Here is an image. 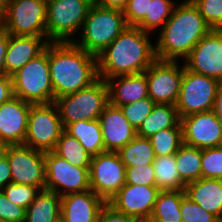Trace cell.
<instances>
[{
  "label": "cell",
  "instance_id": "cell-7",
  "mask_svg": "<svg viewBox=\"0 0 222 222\" xmlns=\"http://www.w3.org/2000/svg\"><path fill=\"white\" fill-rule=\"evenodd\" d=\"M95 0H47L46 28L50 42H72Z\"/></svg>",
  "mask_w": 222,
  "mask_h": 222
},
{
  "label": "cell",
  "instance_id": "cell-28",
  "mask_svg": "<svg viewBox=\"0 0 222 222\" xmlns=\"http://www.w3.org/2000/svg\"><path fill=\"white\" fill-rule=\"evenodd\" d=\"M155 173V186L161 191L185 190L186 184L177 171L175 154L155 157L152 163Z\"/></svg>",
  "mask_w": 222,
  "mask_h": 222
},
{
  "label": "cell",
  "instance_id": "cell-44",
  "mask_svg": "<svg viewBox=\"0 0 222 222\" xmlns=\"http://www.w3.org/2000/svg\"><path fill=\"white\" fill-rule=\"evenodd\" d=\"M12 183L11 168L7 157H0V190Z\"/></svg>",
  "mask_w": 222,
  "mask_h": 222
},
{
  "label": "cell",
  "instance_id": "cell-5",
  "mask_svg": "<svg viewBox=\"0 0 222 222\" xmlns=\"http://www.w3.org/2000/svg\"><path fill=\"white\" fill-rule=\"evenodd\" d=\"M53 103L64 128L80 120L99 119L109 103L107 83L104 79L98 78L84 89L55 98Z\"/></svg>",
  "mask_w": 222,
  "mask_h": 222
},
{
  "label": "cell",
  "instance_id": "cell-20",
  "mask_svg": "<svg viewBox=\"0 0 222 222\" xmlns=\"http://www.w3.org/2000/svg\"><path fill=\"white\" fill-rule=\"evenodd\" d=\"M105 204L91 189L64 195L61 197L60 222H96Z\"/></svg>",
  "mask_w": 222,
  "mask_h": 222
},
{
  "label": "cell",
  "instance_id": "cell-26",
  "mask_svg": "<svg viewBox=\"0 0 222 222\" xmlns=\"http://www.w3.org/2000/svg\"><path fill=\"white\" fill-rule=\"evenodd\" d=\"M179 122L176 105L156 104L137 130V135L150 138L163 129L175 127Z\"/></svg>",
  "mask_w": 222,
  "mask_h": 222
},
{
  "label": "cell",
  "instance_id": "cell-10",
  "mask_svg": "<svg viewBox=\"0 0 222 222\" xmlns=\"http://www.w3.org/2000/svg\"><path fill=\"white\" fill-rule=\"evenodd\" d=\"M65 128L54 103L32 104L24 145L40 151H53Z\"/></svg>",
  "mask_w": 222,
  "mask_h": 222
},
{
  "label": "cell",
  "instance_id": "cell-23",
  "mask_svg": "<svg viewBox=\"0 0 222 222\" xmlns=\"http://www.w3.org/2000/svg\"><path fill=\"white\" fill-rule=\"evenodd\" d=\"M185 195L222 221V179L200 178L188 183Z\"/></svg>",
  "mask_w": 222,
  "mask_h": 222
},
{
  "label": "cell",
  "instance_id": "cell-9",
  "mask_svg": "<svg viewBox=\"0 0 222 222\" xmlns=\"http://www.w3.org/2000/svg\"><path fill=\"white\" fill-rule=\"evenodd\" d=\"M220 84L212 77L194 73L185 67L176 103L179 118L212 111Z\"/></svg>",
  "mask_w": 222,
  "mask_h": 222
},
{
  "label": "cell",
  "instance_id": "cell-42",
  "mask_svg": "<svg viewBox=\"0 0 222 222\" xmlns=\"http://www.w3.org/2000/svg\"><path fill=\"white\" fill-rule=\"evenodd\" d=\"M96 222H139L137 219L117 211L106 203L101 209Z\"/></svg>",
  "mask_w": 222,
  "mask_h": 222
},
{
  "label": "cell",
  "instance_id": "cell-33",
  "mask_svg": "<svg viewBox=\"0 0 222 222\" xmlns=\"http://www.w3.org/2000/svg\"><path fill=\"white\" fill-rule=\"evenodd\" d=\"M156 157L176 154L183 145L182 126L179 122L173 128L163 129L150 138Z\"/></svg>",
  "mask_w": 222,
  "mask_h": 222
},
{
  "label": "cell",
  "instance_id": "cell-17",
  "mask_svg": "<svg viewBox=\"0 0 222 222\" xmlns=\"http://www.w3.org/2000/svg\"><path fill=\"white\" fill-rule=\"evenodd\" d=\"M183 144L199 149L222 146V124L213 111L180 118Z\"/></svg>",
  "mask_w": 222,
  "mask_h": 222
},
{
  "label": "cell",
  "instance_id": "cell-11",
  "mask_svg": "<svg viewBox=\"0 0 222 222\" xmlns=\"http://www.w3.org/2000/svg\"><path fill=\"white\" fill-rule=\"evenodd\" d=\"M90 188L106 203L126 184V167L118 151H104L91 157Z\"/></svg>",
  "mask_w": 222,
  "mask_h": 222
},
{
  "label": "cell",
  "instance_id": "cell-8",
  "mask_svg": "<svg viewBox=\"0 0 222 222\" xmlns=\"http://www.w3.org/2000/svg\"><path fill=\"white\" fill-rule=\"evenodd\" d=\"M47 0H8L3 28L15 36H47Z\"/></svg>",
  "mask_w": 222,
  "mask_h": 222
},
{
  "label": "cell",
  "instance_id": "cell-27",
  "mask_svg": "<svg viewBox=\"0 0 222 222\" xmlns=\"http://www.w3.org/2000/svg\"><path fill=\"white\" fill-rule=\"evenodd\" d=\"M185 190L160 191L148 222H182L181 201Z\"/></svg>",
  "mask_w": 222,
  "mask_h": 222
},
{
  "label": "cell",
  "instance_id": "cell-38",
  "mask_svg": "<svg viewBox=\"0 0 222 222\" xmlns=\"http://www.w3.org/2000/svg\"><path fill=\"white\" fill-rule=\"evenodd\" d=\"M211 29H222V0H192Z\"/></svg>",
  "mask_w": 222,
  "mask_h": 222
},
{
  "label": "cell",
  "instance_id": "cell-36",
  "mask_svg": "<svg viewBox=\"0 0 222 222\" xmlns=\"http://www.w3.org/2000/svg\"><path fill=\"white\" fill-rule=\"evenodd\" d=\"M180 212L182 222H222L216 215L206 211L186 195L182 197Z\"/></svg>",
  "mask_w": 222,
  "mask_h": 222
},
{
  "label": "cell",
  "instance_id": "cell-13",
  "mask_svg": "<svg viewBox=\"0 0 222 222\" xmlns=\"http://www.w3.org/2000/svg\"><path fill=\"white\" fill-rule=\"evenodd\" d=\"M5 156L10 168L12 183L32 185L45 189V152L32 149L24 144L9 145Z\"/></svg>",
  "mask_w": 222,
  "mask_h": 222
},
{
  "label": "cell",
  "instance_id": "cell-6",
  "mask_svg": "<svg viewBox=\"0 0 222 222\" xmlns=\"http://www.w3.org/2000/svg\"><path fill=\"white\" fill-rule=\"evenodd\" d=\"M14 96L30 104L54 101L49 67V44L38 57L27 62L12 76Z\"/></svg>",
  "mask_w": 222,
  "mask_h": 222
},
{
  "label": "cell",
  "instance_id": "cell-34",
  "mask_svg": "<svg viewBox=\"0 0 222 222\" xmlns=\"http://www.w3.org/2000/svg\"><path fill=\"white\" fill-rule=\"evenodd\" d=\"M201 178L222 179V146L202 149Z\"/></svg>",
  "mask_w": 222,
  "mask_h": 222
},
{
  "label": "cell",
  "instance_id": "cell-19",
  "mask_svg": "<svg viewBox=\"0 0 222 222\" xmlns=\"http://www.w3.org/2000/svg\"><path fill=\"white\" fill-rule=\"evenodd\" d=\"M105 151H119L137 135L120 107L108 103L99 117Z\"/></svg>",
  "mask_w": 222,
  "mask_h": 222
},
{
  "label": "cell",
  "instance_id": "cell-32",
  "mask_svg": "<svg viewBox=\"0 0 222 222\" xmlns=\"http://www.w3.org/2000/svg\"><path fill=\"white\" fill-rule=\"evenodd\" d=\"M175 5L172 0H149L148 12L135 27L149 33L162 28L171 17Z\"/></svg>",
  "mask_w": 222,
  "mask_h": 222
},
{
  "label": "cell",
  "instance_id": "cell-24",
  "mask_svg": "<svg viewBox=\"0 0 222 222\" xmlns=\"http://www.w3.org/2000/svg\"><path fill=\"white\" fill-rule=\"evenodd\" d=\"M61 196L54 191L40 190L26 208L24 222H60Z\"/></svg>",
  "mask_w": 222,
  "mask_h": 222
},
{
  "label": "cell",
  "instance_id": "cell-40",
  "mask_svg": "<svg viewBox=\"0 0 222 222\" xmlns=\"http://www.w3.org/2000/svg\"><path fill=\"white\" fill-rule=\"evenodd\" d=\"M26 208L11 202L5 193L0 190V221L24 222Z\"/></svg>",
  "mask_w": 222,
  "mask_h": 222
},
{
  "label": "cell",
  "instance_id": "cell-1",
  "mask_svg": "<svg viewBox=\"0 0 222 222\" xmlns=\"http://www.w3.org/2000/svg\"><path fill=\"white\" fill-rule=\"evenodd\" d=\"M149 32L128 26L112 43L97 55L98 78L144 72L157 58Z\"/></svg>",
  "mask_w": 222,
  "mask_h": 222
},
{
  "label": "cell",
  "instance_id": "cell-29",
  "mask_svg": "<svg viewBox=\"0 0 222 222\" xmlns=\"http://www.w3.org/2000/svg\"><path fill=\"white\" fill-rule=\"evenodd\" d=\"M118 153L125 167L152 164L156 157L150 139L138 135Z\"/></svg>",
  "mask_w": 222,
  "mask_h": 222
},
{
  "label": "cell",
  "instance_id": "cell-16",
  "mask_svg": "<svg viewBox=\"0 0 222 222\" xmlns=\"http://www.w3.org/2000/svg\"><path fill=\"white\" fill-rule=\"evenodd\" d=\"M160 191L156 186L125 184L108 204L139 222H148Z\"/></svg>",
  "mask_w": 222,
  "mask_h": 222
},
{
  "label": "cell",
  "instance_id": "cell-25",
  "mask_svg": "<svg viewBox=\"0 0 222 222\" xmlns=\"http://www.w3.org/2000/svg\"><path fill=\"white\" fill-rule=\"evenodd\" d=\"M65 131L75 137L91 157L105 151L99 119L70 123Z\"/></svg>",
  "mask_w": 222,
  "mask_h": 222
},
{
  "label": "cell",
  "instance_id": "cell-50",
  "mask_svg": "<svg viewBox=\"0 0 222 222\" xmlns=\"http://www.w3.org/2000/svg\"><path fill=\"white\" fill-rule=\"evenodd\" d=\"M3 29V15L0 13V31Z\"/></svg>",
  "mask_w": 222,
  "mask_h": 222
},
{
  "label": "cell",
  "instance_id": "cell-4",
  "mask_svg": "<svg viewBox=\"0 0 222 222\" xmlns=\"http://www.w3.org/2000/svg\"><path fill=\"white\" fill-rule=\"evenodd\" d=\"M127 27L123 11L104 8L94 3L84 20L80 40L72 42L97 56Z\"/></svg>",
  "mask_w": 222,
  "mask_h": 222
},
{
  "label": "cell",
  "instance_id": "cell-15",
  "mask_svg": "<svg viewBox=\"0 0 222 222\" xmlns=\"http://www.w3.org/2000/svg\"><path fill=\"white\" fill-rule=\"evenodd\" d=\"M185 67L222 83V29H211L184 60Z\"/></svg>",
  "mask_w": 222,
  "mask_h": 222
},
{
  "label": "cell",
  "instance_id": "cell-35",
  "mask_svg": "<svg viewBox=\"0 0 222 222\" xmlns=\"http://www.w3.org/2000/svg\"><path fill=\"white\" fill-rule=\"evenodd\" d=\"M155 105L156 103L150 97H146L137 102L120 106V108L122 109L125 118L137 131L142 125L143 121L152 112Z\"/></svg>",
  "mask_w": 222,
  "mask_h": 222
},
{
  "label": "cell",
  "instance_id": "cell-22",
  "mask_svg": "<svg viewBox=\"0 0 222 222\" xmlns=\"http://www.w3.org/2000/svg\"><path fill=\"white\" fill-rule=\"evenodd\" d=\"M108 86L109 103L120 107L148 97L145 71L121 75L105 80Z\"/></svg>",
  "mask_w": 222,
  "mask_h": 222
},
{
  "label": "cell",
  "instance_id": "cell-37",
  "mask_svg": "<svg viewBox=\"0 0 222 222\" xmlns=\"http://www.w3.org/2000/svg\"><path fill=\"white\" fill-rule=\"evenodd\" d=\"M2 191L11 202L27 208L40 190L32 185L9 183Z\"/></svg>",
  "mask_w": 222,
  "mask_h": 222
},
{
  "label": "cell",
  "instance_id": "cell-39",
  "mask_svg": "<svg viewBox=\"0 0 222 222\" xmlns=\"http://www.w3.org/2000/svg\"><path fill=\"white\" fill-rule=\"evenodd\" d=\"M126 184L155 186V173L152 164L126 167Z\"/></svg>",
  "mask_w": 222,
  "mask_h": 222
},
{
  "label": "cell",
  "instance_id": "cell-41",
  "mask_svg": "<svg viewBox=\"0 0 222 222\" xmlns=\"http://www.w3.org/2000/svg\"><path fill=\"white\" fill-rule=\"evenodd\" d=\"M149 0H128L123 14L128 26H136L148 12Z\"/></svg>",
  "mask_w": 222,
  "mask_h": 222
},
{
  "label": "cell",
  "instance_id": "cell-43",
  "mask_svg": "<svg viewBox=\"0 0 222 222\" xmlns=\"http://www.w3.org/2000/svg\"><path fill=\"white\" fill-rule=\"evenodd\" d=\"M14 96L12 77L0 74V105Z\"/></svg>",
  "mask_w": 222,
  "mask_h": 222
},
{
  "label": "cell",
  "instance_id": "cell-12",
  "mask_svg": "<svg viewBox=\"0 0 222 222\" xmlns=\"http://www.w3.org/2000/svg\"><path fill=\"white\" fill-rule=\"evenodd\" d=\"M45 168V189L54 191L61 197L91 189L89 168L74 166L53 151L45 152Z\"/></svg>",
  "mask_w": 222,
  "mask_h": 222
},
{
  "label": "cell",
  "instance_id": "cell-46",
  "mask_svg": "<svg viewBox=\"0 0 222 222\" xmlns=\"http://www.w3.org/2000/svg\"><path fill=\"white\" fill-rule=\"evenodd\" d=\"M128 0H95V3L101 7L108 9H117L123 11Z\"/></svg>",
  "mask_w": 222,
  "mask_h": 222
},
{
  "label": "cell",
  "instance_id": "cell-31",
  "mask_svg": "<svg viewBox=\"0 0 222 222\" xmlns=\"http://www.w3.org/2000/svg\"><path fill=\"white\" fill-rule=\"evenodd\" d=\"M53 152L74 166L89 168L91 156L81 143L65 130L62 132Z\"/></svg>",
  "mask_w": 222,
  "mask_h": 222
},
{
  "label": "cell",
  "instance_id": "cell-21",
  "mask_svg": "<svg viewBox=\"0 0 222 222\" xmlns=\"http://www.w3.org/2000/svg\"><path fill=\"white\" fill-rule=\"evenodd\" d=\"M50 41L47 36H15L9 34L5 55V74L12 76L27 62L42 54Z\"/></svg>",
  "mask_w": 222,
  "mask_h": 222
},
{
  "label": "cell",
  "instance_id": "cell-30",
  "mask_svg": "<svg viewBox=\"0 0 222 222\" xmlns=\"http://www.w3.org/2000/svg\"><path fill=\"white\" fill-rule=\"evenodd\" d=\"M202 149L183 144L175 154L177 171L181 180L191 183L201 178Z\"/></svg>",
  "mask_w": 222,
  "mask_h": 222
},
{
  "label": "cell",
  "instance_id": "cell-2",
  "mask_svg": "<svg viewBox=\"0 0 222 222\" xmlns=\"http://www.w3.org/2000/svg\"><path fill=\"white\" fill-rule=\"evenodd\" d=\"M210 30L211 27L192 0L175 5L156 41V58L164 61H178L182 58L184 61Z\"/></svg>",
  "mask_w": 222,
  "mask_h": 222
},
{
  "label": "cell",
  "instance_id": "cell-47",
  "mask_svg": "<svg viewBox=\"0 0 222 222\" xmlns=\"http://www.w3.org/2000/svg\"><path fill=\"white\" fill-rule=\"evenodd\" d=\"M212 111L215 113L218 121L222 124V83L218 87Z\"/></svg>",
  "mask_w": 222,
  "mask_h": 222
},
{
  "label": "cell",
  "instance_id": "cell-49",
  "mask_svg": "<svg viewBox=\"0 0 222 222\" xmlns=\"http://www.w3.org/2000/svg\"><path fill=\"white\" fill-rule=\"evenodd\" d=\"M8 0H0V13L3 15L7 6Z\"/></svg>",
  "mask_w": 222,
  "mask_h": 222
},
{
  "label": "cell",
  "instance_id": "cell-18",
  "mask_svg": "<svg viewBox=\"0 0 222 222\" xmlns=\"http://www.w3.org/2000/svg\"><path fill=\"white\" fill-rule=\"evenodd\" d=\"M31 105L16 96L0 105V137L8 145L24 144Z\"/></svg>",
  "mask_w": 222,
  "mask_h": 222
},
{
  "label": "cell",
  "instance_id": "cell-45",
  "mask_svg": "<svg viewBox=\"0 0 222 222\" xmlns=\"http://www.w3.org/2000/svg\"><path fill=\"white\" fill-rule=\"evenodd\" d=\"M9 43V33L3 28L0 31V74H5V55Z\"/></svg>",
  "mask_w": 222,
  "mask_h": 222
},
{
  "label": "cell",
  "instance_id": "cell-14",
  "mask_svg": "<svg viewBox=\"0 0 222 222\" xmlns=\"http://www.w3.org/2000/svg\"><path fill=\"white\" fill-rule=\"evenodd\" d=\"M156 59L146 70L148 97L156 104L176 105L185 64Z\"/></svg>",
  "mask_w": 222,
  "mask_h": 222
},
{
  "label": "cell",
  "instance_id": "cell-48",
  "mask_svg": "<svg viewBox=\"0 0 222 222\" xmlns=\"http://www.w3.org/2000/svg\"><path fill=\"white\" fill-rule=\"evenodd\" d=\"M8 146L9 145L0 137V157L6 154Z\"/></svg>",
  "mask_w": 222,
  "mask_h": 222
},
{
  "label": "cell",
  "instance_id": "cell-3",
  "mask_svg": "<svg viewBox=\"0 0 222 222\" xmlns=\"http://www.w3.org/2000/svg\"><path fill=\"white\" fill-rule=\"evenodd\" d=\"M49 67L54 99L84 89L98 79L97 56L73 42L49 43Z\"/></svg>",
  "mask_w": 222,
  "mask_h": 222
}]
</instances>
